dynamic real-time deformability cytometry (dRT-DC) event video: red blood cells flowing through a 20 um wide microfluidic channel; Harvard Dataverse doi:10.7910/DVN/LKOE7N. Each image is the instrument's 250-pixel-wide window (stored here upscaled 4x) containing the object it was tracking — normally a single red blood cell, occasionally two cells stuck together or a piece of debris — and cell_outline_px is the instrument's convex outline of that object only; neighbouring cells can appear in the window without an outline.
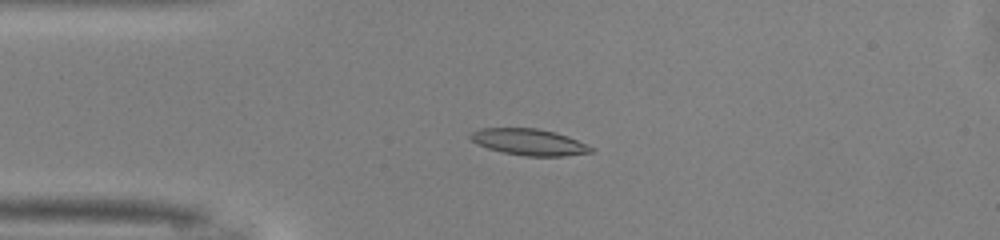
{"species": "common noctule bat (a hibernating species)", "species_latin": "Nyctalus noctula", "temperature_condition": "warm", "stored_images_in_passage": 49, "camera_frame_rate_fps": 3000, "um_per_image_px": 0.085, "animal": {"sex": "male", "body_mass_g": 13.0, "forearm_length_mm": 53.1}, "frame": {"image": 1, "passage_image": 11, "time_ms": 3.333, "image_size_px": [1000, 240], "cell_outline_px": [[596, 148], [592, 152], [564, 156], [524, 156], [504, 152], [488, 148], [472, 140], [468, 136], [472, 132], [480, 128], [536, 128], [556, 132], [568, 136], [588, 144]], "centroid_in_image_um": [45.03, 12.07], "position_along_channel_um": 40.0, "area_um2": 18.55}}
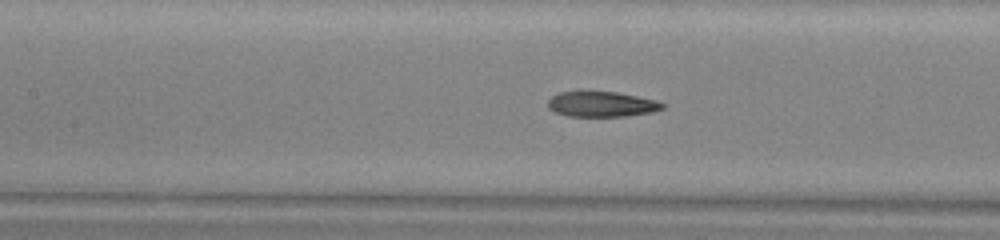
{"frame": {"image": 2, "passage_image": 21, "time_ms": 6.667, "image_size_px": [1000, 240], "cell_outline_px": [[664, 108], [652, 112], [628, 116], [568, 116], [556, 112], [548, 108], [548, 100], [552, 96], [560, 92], [576, 88], [584, 88], [616, 92], [656, 100], [664, 104]], "centroid_in_image_um": [51.07, 8.8], "position_along_channel_um": 156.3, "area_um2": 17.63}}
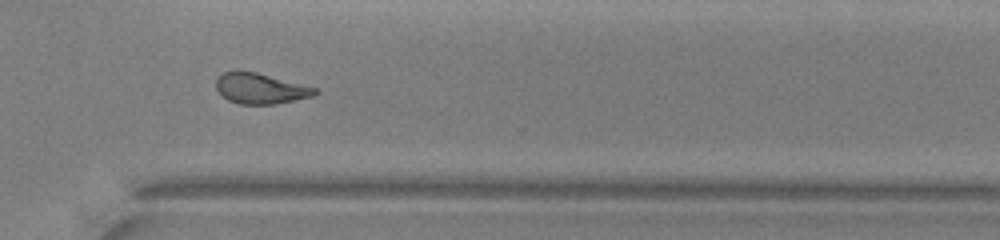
{"frame": {"image": 3, "passage_image": 35, "time_ms": 11.333, "image_size_px": [1000, 240], "cell_outline_px": [[320, 92], [312, 96], [276, 104], [240, 104], [228, 100], [220, 96], [216, 88], [216, 80], [224, 72], [256, 72], [316, 88]], "centroid_in_image_um": [22.12, 7.54], "position_along_channel_um": 348.5, "area_um2": 17.34}, "authors_computed_cell_mechanics": {"area_um2": 18.496, "velocity_mm_per_s": 4.1161, "shape_relaxation_time_tau1_ms": 4.3888, "shape_relaxation_time_tau2_ms": 3.3832, "deformation_change_tau1": 0.1669, "deformation_change_tau2": 0.0752}}